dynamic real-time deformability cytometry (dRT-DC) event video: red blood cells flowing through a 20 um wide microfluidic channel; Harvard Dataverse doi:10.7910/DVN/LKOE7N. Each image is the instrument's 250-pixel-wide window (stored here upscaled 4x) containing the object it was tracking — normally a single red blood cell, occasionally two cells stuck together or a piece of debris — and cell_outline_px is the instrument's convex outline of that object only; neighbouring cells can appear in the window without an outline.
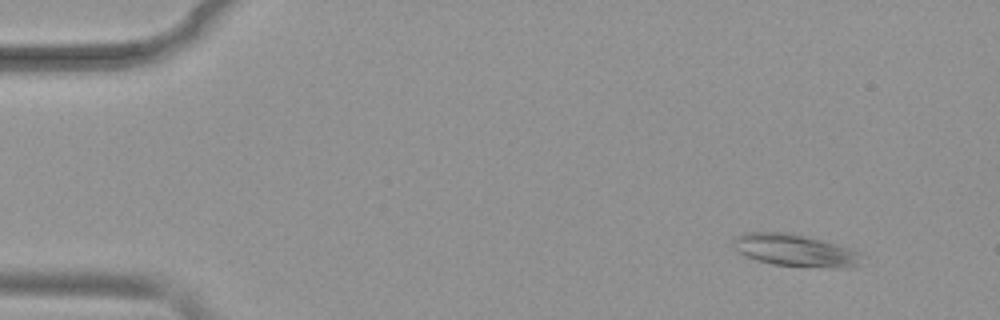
{"species": "common noctule bat (a hibernating species)", "species_latin": "Nyctalus noctula", "temperature_condition": "warm", "stored_images_in_passage": 52, "camera_frame_rate_fps": 3000, "um_per_image_px": 0.085, "animal": {"sex": "female", "body_mass_g": 19.9}, "frame": {"image": 1, "passage_image": 5, "time_ms": 1.333, "image_size_px": [1000, 320], "cell_outline_px": [[868, 256], [864, 264], [852, 268], [836, 268], [772, 264], [756, 260], [744, 256], [732, 248], [732, 240], [736, 236], [744, 232], [784, 232], [804, 236], [836, 244], [860, 252]], "centroid_in_image_um": [67.64, 21.3], "position_along_channel_um": 17.4, "area_um2": 24.62}}
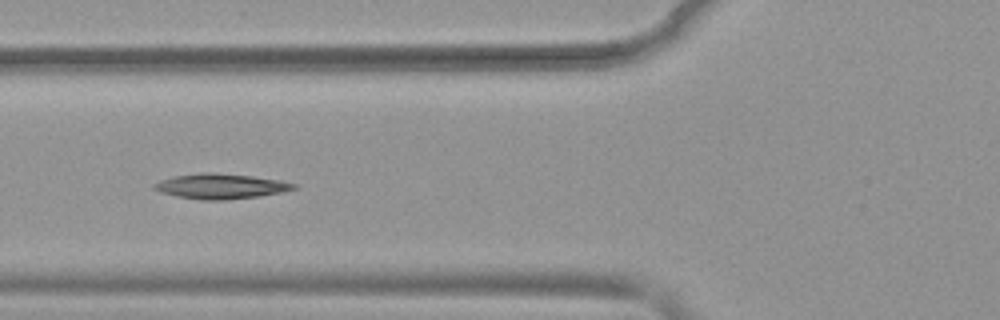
{"frame": {"image": 2, "passage_image": 20, "time_ms": 6.333, "image_size_px": [1000, 320], "cell_outline_px": [[296, 188], [280, 192], [260, 196], [224, 200], [200, 200], [176, 196], [160, 192], [152, 188], [152, 184], [160, 180], [172, 176], [200, 172], [212, 172], [252, 176], [280, 180], [296, 184]], "centroid_in_image_um": [18.69, 15.82], "position_along_channel_um": 107.1, "area_um2": 20.52}}
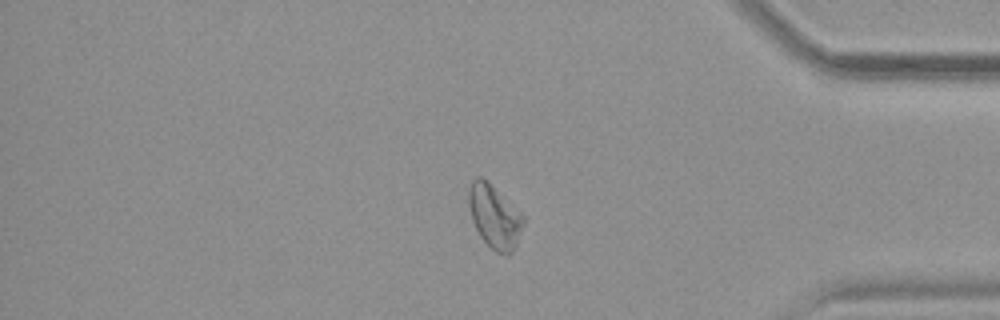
{"frame": {"image": 3, "passage_image": 44, "time_ms": 14.333, "image_size_px": [1000, 320], "cell_outline_px": [[524, 224], [516, 244], [512, 252], [508, 256], [496, 252], [480, 236], [472, 220], [468, 204], [468, 188], [472, 180], [476, 176], [480, 176], [488, 180], [524, 216]], "centroid_in_image_um": [42.02, 18.38], "position_along_channel_um": 393.2, "area_um2": 20.23}}